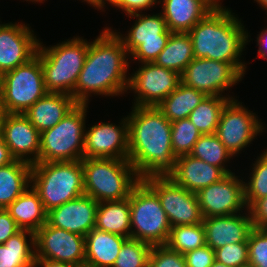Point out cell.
<instances>
[{"instance_id": "obj_1", "label": "cell", "mask_w": 267, "mask_h": 267, "mask_svg": "<svg viewBox=\"0 0 267 267\" xmlns=\"http://www.w3.org/2000/svg\"><path fill=\"white\" fill-rule=\"evenodd\" d=\"M127 121L128 161L139 178L168 175L177 159L172 151L171 122L151 106H133Z\"/></svg>"}, {"instance_id": "obj_26", "label": "cell", "mask_w": 267, "mask_h": 267, "mask_svg": "<svg viewBox=\"0 0 267 267\" xmlns=\"http://www.w3.org/2000/svg\"><path fill=\"white\" fill-rule=\"evenodd\" d=\"M6 210L20 229L36 232L47 222L48 212L32 186L17 197Z\"/></svg>"}, {"instance_id": "obj_34", "label": "cell", "mask_w": 267, "mask_h": 267, "mask_svg": "<svg viewBox=\"0 0 267 267\" xmlns=\"http://www.w3.org/2000/svg\"><path fill=\"white\" fill-rule=\"evenodd\" d=\"M206 244L203 223L173 226L166 246L175 252L185 254Z\"/></svg>"}, {"instance_id": "obj_52", "label": "cell", "mask_w": 267, "mask_h": 267, "mask_svg": "<svg viewBox=\"0 0 267 267\" xmlns=\"http://www.w3.org/2000/svg\"><path fill=\"white\" fill-rule=\"evenodd\" d=\"M211 267H229L225 264H222V263H219L217 262L216 260L213 262L212 266Z\"/></svg>"}, {"instance_id": "obj_15", "label": "cell", "mask_w": 267, "mask_h": 267, "mask_svg": "<svg viewBox=\"0 0 267 267\" xmlns=\"http://www.w3.org/2000/svg\"><path fill=\"white\" fill-rule=\"evenodd\" d=\"M35 259L85 265V237L46 222L35 232Z\"/></svg>"}, {"instance_id": "obj_32", "label": "cell", "mask_w": 267, "mask_h": 267, "mask_svg": "<svg viewBox=\"0 0 267 267\" xmlns=\"http://www.w3.org/2000/svg\"><path fill=\"white\" fill-rule=\"evenodd\" d=\"M230 99L234 98L229 95L206 96L190 113L188 118L201 135L216 133L222 109Z\"/></svg>"}, {"instance_id": "obj_18", "label": "cell", "mask_w": 267, "mask_h": 267, "mask_svg": "<svg viewBox=\"0 0 267 267\" xmlns=\"http://www.w3.org/2000/svg\"><path fill=\"white\" fill-rule=\"evenodd\" d=\"M27 25L0 24V76L27 63L37 52L39 40Z\"/></svg>"}, {"instance_id": "obj_36", "label": "cell", "mask_w": 267, "mask_h": 267, "mask_svg": "<svg viewBox=\"0 0 267 267\" xmlns=\"http://www.w3.org/2000/svg\"><path fill=\"white\" fill-rule=\"evenodd\" d=\"M200 136L189 118L171 122L172 151L176 157L189 154Z\"/></svg>"}, {"instance_id": "obj_23", "label": "cell", "mask_w": 267, "mask_h": 267, "mask_svg": "<svg viewBox=\"0 0 267 267\" xmlns=\"http://www.w3.org/2000/svg\"><path fill=\"white\" fill-rule=\"evenodd\" d=\"M161 11L172 33H188L215 6L208 0H163Z\"/></svg>"}, {"instance_id": "obj_37", "label": "cell", "mask_w": 267, "mask_h": 267, "mask_svg": "<svg viewBox=\"0 0 267 267\" xmlns=\"http://www.w3.org/2000/svg\"><path fill=\"white\" fill-rule=\"evenodd\" d=\"M152 246L134 238H127L112 267H147Z\"/></svg>"}, {"instance_id": "obj_14", "label": "cell", "mask_w": 267, "mask_h": 267, "mask_svg": "<svg viewBox=\"0 0 267 267\" xmlns=\"http://www.w3.org/2000/svg\"><path fill=\"white\" fill-rule=\"evenodd\" d=\"M181 83L207 96L222 93L237 85L243 76L228 62L194 58L180 74Z\"/></svg>"}, {"instance_id": "obj_53", "label": "cell", "mask_w": 267, "mask_h": 267, "mask_svg": "<svg viewBox=\"0 0 267 267\" xmlns=\"http://www.w3.org/2000/svg\"><path fill=\"white\" fill-rule=\"evenodd\" d=\"M43 1H45V0H40V3H42ZM84 1L92 6L94 0H83L82 2H84Z\"/></svg>"}, {"instance_id": "obj_16", "label": "cell", "mask_w": 267, "mask_h": 267, "mask_svg": "<svg viewBox=\"0 0 267 267\" xmlns=\"http://www.w3.org/2000/svg\"><path fill=\"white\" fill-rule=\"evenodd\" d=\"M243 183L235 173H231L199 190L196 196L203 217L233 215L247 209Z\"/></svg>"}, {"instance_id": "obj_41", "label": "cell", "mask_w": 267, "mask_h": 267, "mask_svg": "<svg viewBox=\"0 0 267 267\" xmlns=\"http://www.w3.org/2000/svg\"><path fill=\"white\" fill-rule=\"evenodd\" d=\"M186 267H211L215 251L207 244L184 254Z\"/></svg>"}, {"instance_id": "obj_42", "label": "cell", "mask_w": 267, "mask_h": 267, "mask_svg": "<svg viewBox=\"0 0 267 267\" xmlns=\"http://www.w3.org/2000/svg\"><path fill=\"white\" fill-rule=\"evenodd\" d=\"M20 228L6 209H0V244H4Z\"/></svg>"}, {"instance_id": "obj_29", "label": "cell", "mask_w": 267, "mask_h": 267, "mask_svg": "<svg viewBox=\"0 0 267 267\" xmlns=\"http://www.w3.org/2000/svg\"><path fill=\"white\" fill-rule=\"evenodd\" d=\"M32 165L14 160L0 167V209H6L31 186Z\"/></svg>"}, {"instance_id": "obj_5", "label": "cell", "mask_w": 267, "mask_h": 267, "mask_svg": "<svg viewBox=\"0 0 267 267\" xmlns=\"http://www.w3.org/2000/svg\"><path fill=\"white\" fill-rule=\"evenodd\" d=\"M84 192L97 202L128 198L141 180L133 165L124 159L83 158Z\"/></svg>"}, {"instance_id": "obj_39", "label": "cell", "mask_w": 267, "mask_h": 267, "mask_svg": "<svg viewBox=\"0 0 267 267\" xmlns=\"http://www.w3.org/2000/svg\"><path fill=\"white\" fill-rule=\"evenodd\" d=\"M215 260L229 267L248 265V242L232 243L216 249Z\"/></svg>"}, {"instance_id": "obj_27", "label": "cell", "mask_w": 267, "mask_h": 267, "mask_svg": "<svg viewBox=\"0 0 267 267\" xmlns=\"http://www.w3.org/2000/svg\"><path fill=\"white\" fill-rule=\"evenodd\" d=\"M95 228L130 238V196L117 201L98 202Z\"/></svg>"}, {"instance_id": "obj_10", "label": "cell", "mask_w": 267, "mask_h": 267, "mask_svg": "<svg viewBox=\"0 0 267 267\" xmlns=\"http://www.w3.org/2000/svg\"><path fill=\"white\" fill-rule=\"evenodd\" d=\"M143 12L127 15L130 18H137L134 25L124 37L120 32L114 31L127 50L131 60H138L140 63L154 62L159 53L165 48L171 31L167 28L162 13L152 16L141 14Z\"/></svg>"}, {"instance_id": "obj_48", "label": "cell", "mask_w": 267, "mask_h": 267, "mask_svg": "<svg viewBox=\"0 0 267 267\" xmlns=\"http://www.w3.org/2000/svg\"><path fill=\"white\" fill-rule=\"evenodd\" d=\"M105 2L107 4L109 2L111 6H114L116 8L122 2V0H94L92 6L96 7L98 10H103L102 8L105 7Z\"/></svg>"}, {"instance_id": "obj_22", "label": "cell", "mask_w": 267, "mask_h": 267, "mask_svg": "<svg viewBox=\"0 0 267 267\" xmlns=\"http://www.w3.org/2000/svg\"><path fill=\"white\" fill-rule=\"evenodd\" d=\"M226 175L221 168L187 154L177 157L173 170L167 176L177 185L197 193Z\"/></svg>"}, {"instance_id": "obj_19", "label": "cell", "mask_w": 267, "mask_h": 267, "mask_svg": "<svg viewBox=\"0 0 267 267\" xmlns=\"http://www.w3.org/2000/svg\"><path fill=\"white\" fill-rule=\"evenodd\" d=\"M1 134L15 160L39 163L40 132L24 114L7 113Z\"/></svg>"}, {"instance_id": "obj_44", "label": "cell", "mask_w": 267, "mask_h": 267, "mask_svg": "<svg viewBox=\"0 0 267 267\" xmlns=\"http://www.w3.org/2000/svg\"><path fill=\"white\" fill-rule=\"evenodd\" d=\"M161 0H122L117 8L122 9L126 15L139 13L144 9L147 10L150 7L157 5Z\"/></svg>"}, {"instance_id": "obj_35", "label": "cell", "mask_w": 267, "mask_h": 267, "mask_svg": "<svg viewBox=\"0 0 267 267\" xmlns=\"http://www.w3.org/2000/svg\"><path fill=\"white\" fill-rule=\"evenodd\" d=\"M251 171L250 180L243 183L247 209L257 200L267 196V151L265 149L253 163Z\"/></svg>"}, {"instance_id": "obj_13", "label": "cell", "mask_w": 267, "mask_h": 267, "mask_svg": "<svg viewBox=\"0 0 267 267\" xmlns=\"http://www.w3.org/2000/svg\"><path fill=\"white\" fill-rule=\"evenodd\" d=\"M141 65L129 76L127 90L134 91L137 95L133 106L157 107L178 87L181 82L180 74L154 62Z\"/></svg>"}, {"instance_id": "obj_24", "label": "cell", "mask_w": 267, "mask_h": 267, "mask_svg": "<svg viewBox=\"0 0 267 267\" xmlns=\"http://www.w3.org/2000/svg\"><path fill=\"white\" fill-rule=\"evenodd\" d=\"M76 105L71 95L48 92L24 115L41 133L57 125Z\"/></svg>"}, {"instance_id": "obj_46", "label": "cell", "mask_w": 267, "mask_h": 267, "mask_svg": "<svg viewBox=\"0 0 267 267\" xmlns=\"http://www.w3.org/2000/svg\"><path fill=\"white\" fill-rule=\"evenodd\" d=\"M258 56L267 60V28L258 34L257 37Z\"/></svg>"}, {"instance_id": "obj_12", "label": "cell", "mask_w": 267, "mask_h": 267, "mask_svg": "<svg viewBox=\"0 0 267 267\" xmlns=\"http://www.w3.org/2000/svg\"><path fill=\"white\" fill-rule=\"evenodd\" d=\"M263 130L264 125L258 116L234 98L222 109L215 134L225 148L236 156Z\"/></svg>"}, {"instance_id": "obj_38", "label": "cell", "mask_w": 267, "mask_h": 267, "mask_svg": "<svg viewBox=\"0 0 267 267\" xmlns=\"http://www.w3.org/2000/svg\"><path fill=\"white\" fill-rule=\"evenodd\" d=\"M247 242L249 265L267 267V228L254 227Z\"/></svg>"}, {"instance_id": "obj_11", "label": "cell", "mask_w": 267, "mask_h": 267, "mask_svg": "<svg viewBox=\"0 0 267 267\" xmlns=\"http://www.w3.org/2000/svg\"><path fill=\"white\" fill-rule=\"evenodd\" d=\"M142 180L157 194L171 227L203 222L196 193L177 185L167 175L149 176Z\"/></svg>"}, {"instance_id": "obj_47", "label": "cell", "mask_w": 267, "mask_h": 267, "mask_svg": "<svg viewBox=\"0 0 267 267\" xmlns=\"http://www.w3.org/2000/svg\"><path fill=\"white\" fill-rule=\"evenodd\" d=\"M33 267H78L66 262H56L48 259H35Z\"/></svg>"}, {"instance_id": "obj_43", "label": "cell", "mask_w": 267, "mask_h": 267, "mask_svg": "<svg viewBox=\"0 0 267 267\" xmlns=\"http://www.w3.org/2000/svg\"><path fill=\"white\" fill-rule=\"evenodd\" d=\"M249 211L254 227L267 228V196L257 200Z\"/></svg>"}, {"instance_id": "obj_7", "label": "cell", "mask_w": 267, "mask_h": 267, "mask_svg": "<svg viewBox=\"0 0 267 267\" xmlns=\"http://www.w3.org/2000/svg\"><path fill=\"white\" fill-rule=\"evenodd\" d=\"M88 104H77L57 125L40 133V162L79 161L84 158Z\"/></svg>"}, {"instance_id": "obj_20", "label": "cell", "mask_w": 267, "mask_h": 267, "mask_svg": "<svg viewBox=\"0 0 267 267\" xmlns=\"http://www.w3.org/2000/svg\"><path fill=\"white\" fill-rule=\"evenodd\" d=\"M97 208L98 202L84 194L48 211L47 222L85 237L95 228Z\"/></svg>"}, {"instance_id": "obj_45", "label": "cell", "mask_w": 267, "mask_h": 267, "mask_svg": "<svg viewBox=\"0 0 267 267\" xmlns=\"http://www.w3.org/2000/svg\"><path fill=\"white\" fill-rule=\"evenodd\" d=\"M15 159L11 155L9 148L5 144L2 134H0V167L12 163Z\"/></svg>"}, {"instance_id": "obj_3", "label": "cell", "mask_w": 267, "mask_h": 267, "mask_svg": "<svg viewBox=\"0 0 267 267\" xmlns=\"http://www.w3.org/2000/svg\"><path fill=\"white\" fill-rule=\"evenodd\" d=\"M224 6L215 7L188 32L194 58H206L230 63L242 76L246 73L240 61L251 37L241 19Z\"/></svg>"}, {"instance_id": "obj_6", "label": "cell", "mask_w": 267, "mask_h": 267, "mask_svg": "<svg viewBox=\"0 0 267 267\" xmlns=\"http://www.w3.org/2000/svg\"><path fill=\"white\" fill-rule=\"evenodd\" d=\"M31 186L47 212L74 200L85 194L82 162L35 163L32 165Z\"/></svg>"}, {"instance_id": "obj_17", "label": "cell", "mask_w": 267, "mask_h": 267, "mask_svg": "<svg viewBox=\"0 0 267 267\" xmlns=\"http://www.w3.org/2000/svg\"><path fill=\"white\" fill-rule=\"evenodd\" d=\"M89 129V130H88ZM85 130L84 158L128 160L129 134L127 117L120 125L100 122Z\"/></svg>"}, {"instance_id": "obj_21", "label": "cell", "mask_w": 267, "mask_h": 267, "mask_svg": "<svg viewBox=\"0 0 267 267\" xmlns=\"http://www.w3.org/2000/svg\"><path fill=\"white\" fill-rule=\"evenodd\" d=\"M205 217V242L214 251L232 243L247 242L254 228L251 213Z\"/></svg>"}, {"instance_id": "obj_28", "label": "cell", "mask_w": 267, "mask_h": 267, "mask_svg": "<svg viewBox=\"0 0 267 267\" xmlns=\"http://www.w3.org/2000/svg\"><path fill=\"white\" fill-rule=\"evenodd\" d=\"M35 258L33 231L20 229L4 244H0V267H33Z\"/></svg>"}, {"instance_id": "obj_4", "label": "cell", "mask_w": 267, "mask_h": 267, "mask_svg": "<svg viewBox=\"0 0 267 267\" xmlns=\"http://www.w3.org/2000/svg\"><path fill=\"white\" fill-rule=\"evenodd\" d=\"M82 37H73L46 48L39 40V56L47 92L72 95L84 66L89 43Z\"/></svg>"}, {"instance_id": "obj_50", "label": "cell", "mask_w": 267, "mask_h": 267, "mask_svg": "<svg viewBox=\"0 0 267 267\" xmlns=\"http://www.w3.org/2000/svg\"><path fill=\"white\" fill-rule=\"evenodd\" d=\"M257 2V4H259L262 9L267 11V0H254Z\"/></svg>"}, {"instance_id": "obj_25", "label": "cell", "mask_w": 267, "mask_h": 267, "mask_svg": "<svg viewBox=\"0 0 267 267\" xmlns=\"http://www.w3.org/2000/svg\"><path fill=\"white\" fill-rule=\"evenodd\" d=\"M126 239L121 235L93 228L85 236L84 267H112Z\"/></svg>"}, {"instance_id": "obj_49", "label": "cell", "mask_w": 267, "mask_h": 267, "mask_svg": "<svg viewBox=\"0 0 267 267\" xmlns=\"http://www.w3.org/2000/svg\"><path fill=\"white\" fill-rule=\"evenodd\" d=\"M6 115H7V112L5 110V106L3 104V99H2V96L0 94V134L2 133L3 122H4Z\"/></svg>"}, {"instance_id": "obj_55", "label": "cell", "mask_w": 267, "mask_h": 267, "mask_svg": "<svg viewBox=\"0 0 267 267\" xmlns=\"http://www.w3.org/2000/svg\"><path fill=\"white\" fill-rule=\"evenodd\" d=\"M239 267H251V266L248 264V265H243V266H239Z\"/></svg>"}, {"instance_id": "obj_54", "label": "cell", "mask_w": 267, "mask_h": 267, "mask_svg": "<svg viewBox=\"0 0 267 267\" xmlns=\"http://www.w3.org/2000/svg\"><path fill=\"white\" fill-rule=\"evenodd\" d=\"M25 1H29V2L32 1V2H37V3L40 2V0H25Z\"/></svg>"}, {"instance_id": "obj_30", "label": "cell", "mask_w": 267, "mask_h": 267, "mask_svg": "<svg viewBox=\"0 0 267 267\" xmlns=\"http://www.w3.org/2000/svg\"><path fill=\"white\" fill-rule=\"evenodd\" d=\"M206 96L203 92L180 82L178 87L157 108L170 122H174L188 118Z\"/></svg>"}, {"instance_id": "obj_40", "label": "cell", "mask_w": 267, "mask_h": 267, "mask_svg": "<svg viewBox=\"0 0 267 267\" xmlns=\"http://www.w3.org/2000/svg\"><path fill=\"white\" fill-rule=\"evenodd\" d=\"M147 267H186V262L183 254L159 245L152 246Z\"/></svg>"}, {"instance_id": "obj_2", "label": "cell", "mask_w": 267, "mask_h": 267, "mask_svg": "<svg viewBox=\"0 0 267 267\" xmlns=\"http://www.w3.org/2000/svg\"><path fill=\"white\" fill-rule=\"evenodd\" d=\"M126 48L119 36L105 27L89 43L84 66L79 74L72 97L77 104H88L92 94L118 96L127 92L129 68ZM128 76V77H127Z\"/></svg>"}, {"instance_id": "obj_33", "label": "cell", "mask_w": 267, "mask_h": 267, "mask_svg": "<svg viewBox=\"0 0 267 267\" xmlns=\"http://www.w3.org/2000/svg\"><path fill=\"white\" fill-rule=\"evenodd\" d=\"M189 155L221 168L226 174L233 173L226 168L225 164L234 156L225 148L215 133L201 135Z\"/></svg>"}, {"instance_id": "obj_51", "label": "cell", "mask_w": 267, "mask_h": 267, "mask_svg": "<svg viewBox=\"0 0 267 267\" xmlns=\"http://www.w3.org/2000/svg\"><path fill=\"white\" fill-rule=\"evenodd\" d=\"M212 3L215 7H222L220 0H208Z\"/></svg>"}, {"instance_id": "obj_31", "label": "cell", "mask_w": 267, "mask_h": 267, "mask_svg": "<svg viewBox=\"0 0 267 267\" xmlns=\"http://www.w3.org/2000/svg\"><path fill=\"white\" fill-rule=\"evenodd\" d=\"M194 59L192 40L188 33H171L165 48L154 63L181 74Z\"/></svg>"}, {"instance_id": "obj_8", "label": "cell", "mask_w": 267, "mask_h": 267, "mask_svg": "<svg viewBox=\"0 0 267 267\" xmlns=\"http://www.w3.org/2000/svg\"><path fill=\"white\" fill-rule=\"evenodd\" d=\"M130 238L166 245L171 225L157 194L141 179L130 193Z\"/></svg>"}, {"instance_id": "obj_9", "label": "cell", "mask_w": 267, "mask_h": 267, "mask_svg": "<svg viewBox=\"0 0 267 267\" xmlns=\"http://www.w3.org/2000/svg\"><path fill=\"white\" fill-rule=\"evenodd\" d=\"M46 93L43 69L37 54L27 63L0 76V94L7 113L24 114Z\"/></svg>"}]
</instances>
